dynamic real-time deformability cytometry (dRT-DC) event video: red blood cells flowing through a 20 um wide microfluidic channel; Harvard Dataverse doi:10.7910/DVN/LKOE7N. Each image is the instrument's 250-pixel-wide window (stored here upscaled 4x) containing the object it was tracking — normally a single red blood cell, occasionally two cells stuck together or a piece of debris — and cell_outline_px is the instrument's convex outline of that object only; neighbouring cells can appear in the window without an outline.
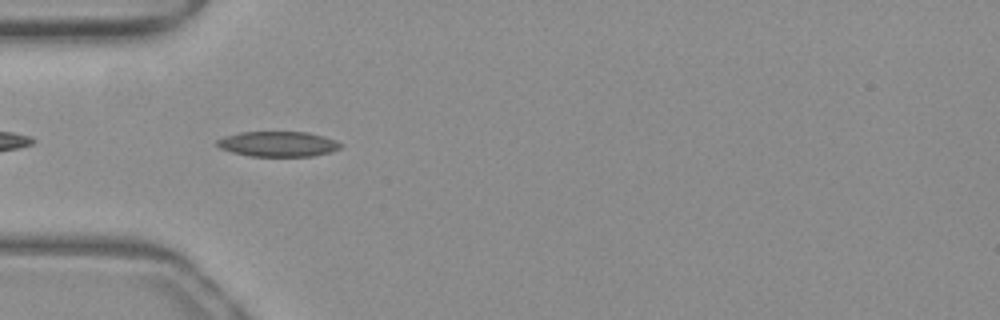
{"species": "common noctule bat (a hibernating species)", "species_latin": "Nyctalus noctula", "temperature_condition": "warm", "stored_images_in_passage": 39, "camera_frame_rate_fps": 3000, "um_per_image_px": 0.085, "animal": {"sex": "female", "body_mass_g": 19.3, "forearm_length_mm": 54.1}, "frame": {"image": 1, "passage_image": 4, "time_ms": 1.0, "image_size_px": [1000, 320], "cell_outline_px": [[344, 144], [340, 148], [328, 152], [312, 156], [248, 156], [232, 152], [220, 148], [216, 144], [216, 140], [224, 136], [240, 132], [308, 132], [336, 140]], "centroid_in_image_um": [23.61, 12.23], "position_along_channel_um": 61.4, "area_um2": 18.15}}
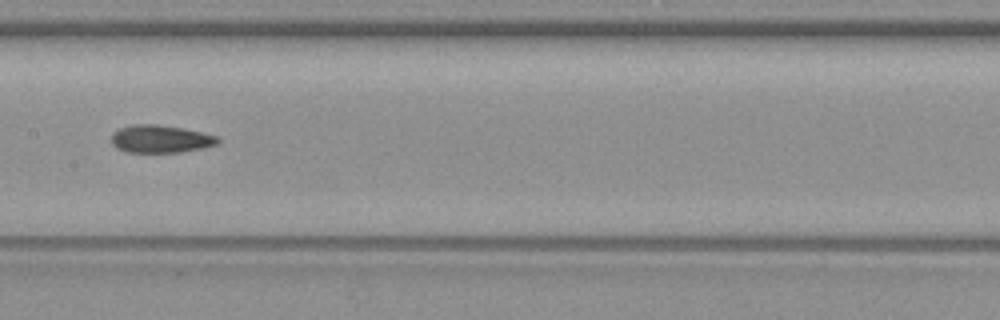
{"frame": {"image": 2, "passage_image": 14, "time_ms": 4.333, "image_size_px": [1000, 320], "cell_outline_px": [[220, 140], [216, 144], [204, 148], [180, 152], [124, 152], [116, 148], [112, 144], [112, 132], [120, 128], [132, 124], [160, 124], [184, 128], [216, 136]], "centroid_in_image_um": [13.61, 11.8], "position_along_channel_um": 193.8, "area_um2": 17.28}}
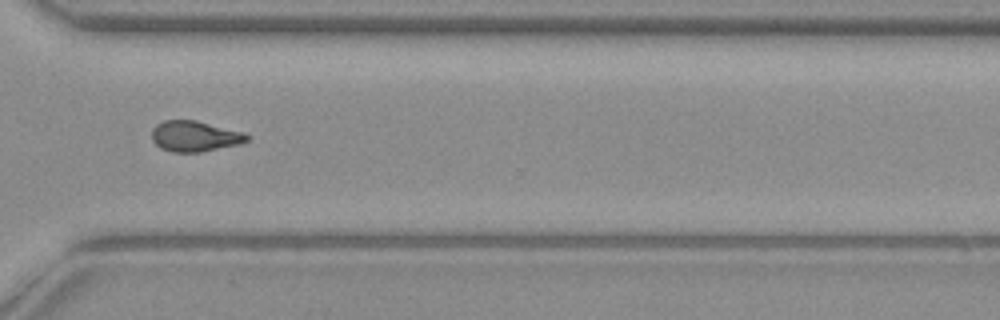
{"frame": {"image": 3, "passage_image": 26, "time_ms": 8.333, "image_size_px": [1000, 320], "cell_outline_px": [[252, 136], [248, 140], [240, 144], [200, 152], [172, 152], [160, 148], [152, 140], [152, 128], [156, 124], [164, 120], [196, 120], [244, 132]], "centroid_in_image_um": [16.56, 11.57], "position_along_channel_um": 354.0, "area_um2": 17.17}, "authors_computed_cell_mechanics": {"area_um2": 17.051, "velocity_mm_per_s": 4.0185, "shape_relaxation_time_tau1_ms": null, "shape_relaxation_time_tau2_ms": 3.571, "deformation_change_tau1": null, "deformation_change_tau2": 0.1192}}